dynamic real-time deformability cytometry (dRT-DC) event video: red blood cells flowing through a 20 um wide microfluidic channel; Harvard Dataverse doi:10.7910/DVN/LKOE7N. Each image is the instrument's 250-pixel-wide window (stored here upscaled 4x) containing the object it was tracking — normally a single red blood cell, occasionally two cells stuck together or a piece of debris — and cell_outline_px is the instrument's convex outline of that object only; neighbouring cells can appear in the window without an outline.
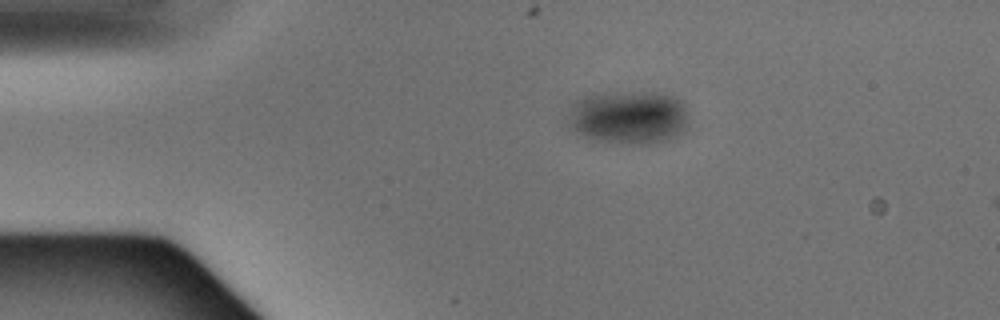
{"species": "Egyptian fruit bat (a non-hibernating species)", "species_latin": "Rousettus aegyptiacus", "temperature_condition": "warm", "stored_images_in_passage": 2, "camera_frame_rate_fps": 3000, "um_per_image_px": 0.085, "animal": {"sex": "male"}, "frame": {"image": 1, "passage_image": 1, "time_ms": 0.0, "image_size_px": [1000, 320], "cell_outline_px": [[688, 124], [684, 132], [668, 140], [644, 144], [628, 144], [596, 140], [576, 132], [568, 128], [568, 124], [576, 100], [588, 96], [612, 92], [660, 92], [676, 96], [684, 104], [688, 112]], "centroid_in_image_um": [53.52, 9.97], "position_along_channel_um": 31.5, "area_um2": 37.74}}